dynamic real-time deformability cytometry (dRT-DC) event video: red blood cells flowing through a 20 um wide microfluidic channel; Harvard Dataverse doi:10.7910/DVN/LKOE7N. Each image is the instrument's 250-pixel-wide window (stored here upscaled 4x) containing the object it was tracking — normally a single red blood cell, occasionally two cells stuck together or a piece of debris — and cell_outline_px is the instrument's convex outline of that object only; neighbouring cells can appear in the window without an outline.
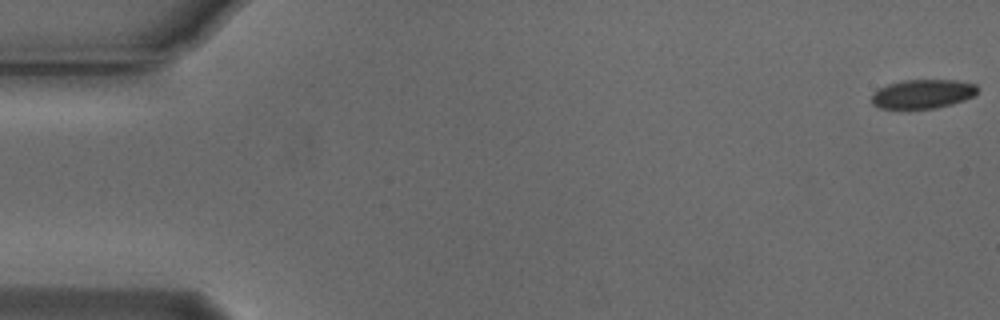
{"species": "Egyptian fruit bat (a non-hibernating species)", "species_latin": "Rousettus aegyptiacus", "temperature_condition": "cold", "stored_images_in_passage": 55, "camera_frame_rate_fps": 3000, "um_per_image_px": 0.085, "animal": {"sex": "male"}, "frame": {"image": 1, "passage_image": 1, "time_ms": 0.0, "image_size_px": [1000, 320], "cell_outline_px": [[976, 96], [952, 104], [936, 108], [880, 108], [872, 104], [872, 96], [880, 88], [888, 84], [904, 80], [956, 80], [976, 84]], "centroid_in_image_um": [78.46, 7.98], "position_along_channel_um": 6.5, "area_um2": 17.74}}
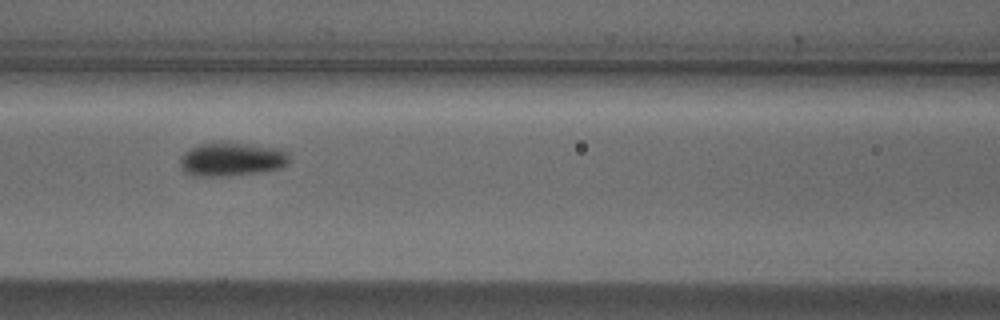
{"frame": {"image": 2, "passage_image": 24, "time_ms": 7.667, "image_size_px": [1000, 320], "cell_outline_px": [[288, 160], [280, 168], [224, 176], [192, 176], [184, 172], [180, 168], [180, 156], [188, 148], [200, 144], [220, 140], [280, 148], [288, 152]], "centroid_in_image_um": [19.6, 13.5], "position_along_channel_um": 147.0, "area_um2": 21.68}}
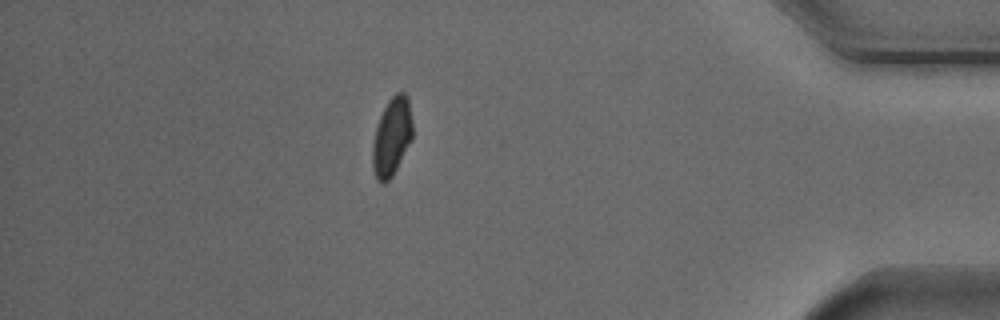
{"frame": {"image": 3, "passage_image": 48, "time_ms": 15.667, "image_size_px": [1000, 320], "cell_outline_px": [[412, 140], [392, 176], [384, 184], [376, 180], [372, 168], [372, 144], [376, 128], [380, 116], [388, 100], [396, 92], [404, 92], [408, 96], [412, 120]], "centroid_in_image_um": [33.3, 11.63], "position_along_channel_um": 401.9, "area_um2": 18.38}, "authors_computed_cell_mechanics": {"area_um2": 19.074, "velocity_mm_per_s": 3.755, "shape_relaxation_time_tau1_ms": 3.8486, "shape_relaxation_time_tau2_ms": null, "deformation_change_tau1": 0.1038, "deformation_change_tau2": null}}